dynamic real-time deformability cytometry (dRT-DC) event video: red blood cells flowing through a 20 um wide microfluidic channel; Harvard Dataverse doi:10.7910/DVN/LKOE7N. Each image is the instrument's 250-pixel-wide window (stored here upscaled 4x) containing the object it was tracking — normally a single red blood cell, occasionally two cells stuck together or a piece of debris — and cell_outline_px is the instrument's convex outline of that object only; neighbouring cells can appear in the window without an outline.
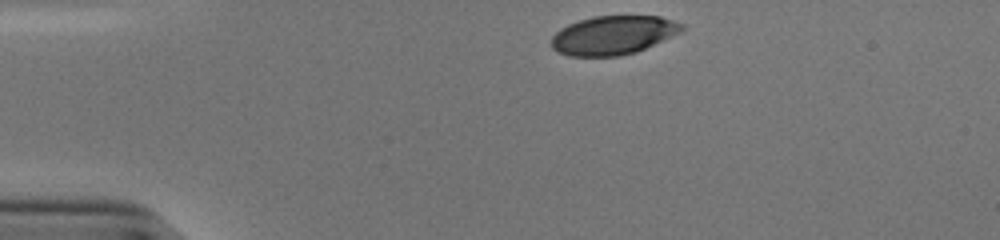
{"species": "human", "species_latin": "Homo sapiens", "temperature_condition": "cold", "stored_images_in_passage": 33, "camera_frame_rate_fps": 3000, "um_per_image_px": 0.085, "donor": {"sex": "male"}, "frame": {"image": 1, "passage_image": 1, "time_ms": 0.0, "image_size_px": [1000, 240], "cell_outline_px": [[684, 28], [680, 32], [636, 52], [620, 56], [568, 56], [552, 48], [552, 36], [560, 28], [568, 24], [592, 16], [660, 16], [684, 24]], "centroid_in_image_um": [52.11, 2.98], "position_along_channel_um": 32.9, "area_um2": 29.36}}
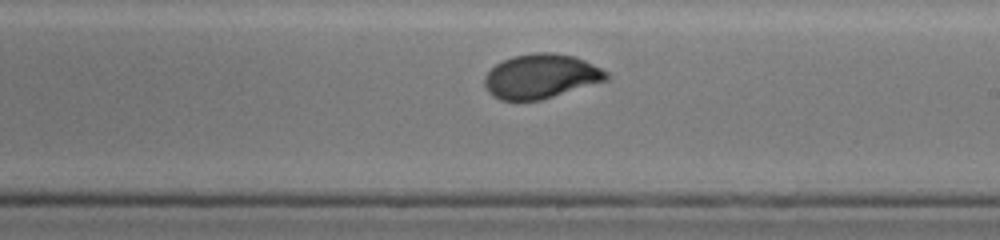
{"frame": {"image": 2, "passage_image": 22, "time_ms": 7.0, "image_size_px": [1000, 240], "cell_outline_px": [[612, 76], [608, 80], [540, 100], [500, 100], [492, 96], [488, 92], [484, 84], [484, 76], [496, 64], [512, 56], [536, 52], [552, 52], [576, 56], [608, 72]], "centroid_in_image_um": [45.99, 6.48], "position_along_channel_um": 243.0, "area_um2": 31.62}}
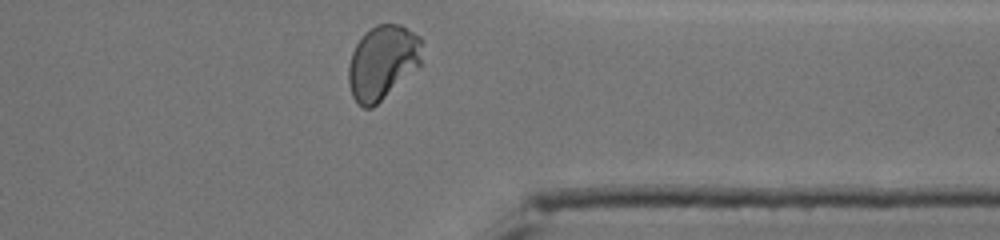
{"frame": {"image": 3, "passage_image": 33, "time_ms": 10.667, "image_size_px": [1000, 240], "cell_outline_px": [[424, 40], [420, 64], [372, 108], [364, 108], [356, 104], [352, 96], [348, 84], [348, 64], [352, 52], [356, 44], [364, 32], [376, 24], [400, 24], [420, 36]], "centroid_in_image_um": [32.49, 5.27], "position_along_channel_um": 378.9, "area_um2": 31.91}, "authors_computed_cell_mechanics": {"area_um2": 31.501, "velocity_mm_per_s": 3.8203, "shape_relaxation_time_tau1_ms": 3.5558, "shape_relaxation_time_tau2_ms": null, "deformation_change_tau1": 0.1638, "deformation_change_tau2": null}}